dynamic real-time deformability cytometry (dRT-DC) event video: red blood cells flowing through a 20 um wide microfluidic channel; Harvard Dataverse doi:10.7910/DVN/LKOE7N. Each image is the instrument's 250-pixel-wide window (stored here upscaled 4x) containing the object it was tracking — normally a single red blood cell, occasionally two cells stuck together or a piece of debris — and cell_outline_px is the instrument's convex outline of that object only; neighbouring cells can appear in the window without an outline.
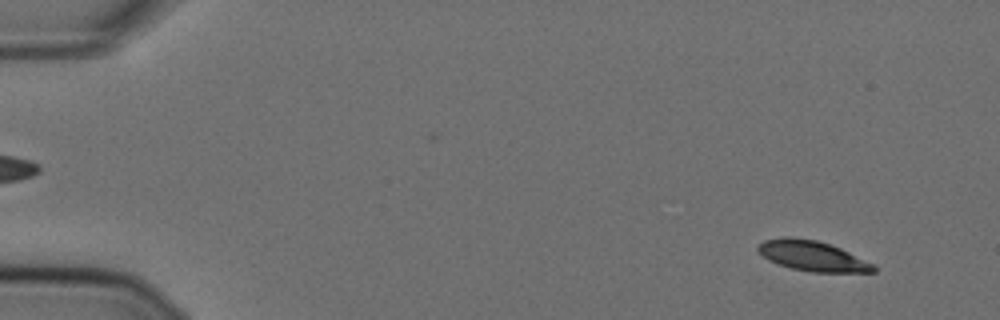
{"species": "Egyptian fruit bat (a non-hibernating species)", "species_latin": "Rousettus aegyptiacus", "temperature_condition": "cold", "stored_images_in_passage": 56, "camera_frame_rate_fps": 3000, "um_per_image_px": 0.085, "animal": {"sex": "female"}, "frame": {"image": 1, "passage_image": 4, "time_ms": 1.0, "image_size_px": [1000, 320], "cell_outline_px": [[876, 272], [812, 272], [792, 268], [768, 260], [756, 248], [764, 240], [784, 236], [788, 236], [816, 240], [840, 248], [872, 264], [876, 268]], "centroid_in_image_um": [69.03, 21.75], "position_along_channel_um": 16.0, "area_um2": 19.94}}
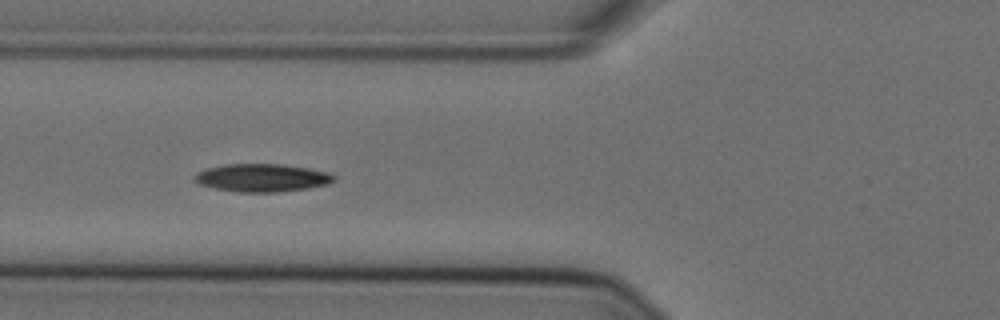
{"frame": {"image": 2, "passage_image": 21, "time_ms": 6.667, "image_size_px": [1000, 320], "cell_outline_px": [[336, 180], [328, 184], [308, 188], [276, 192], [236, 192], [216, 188], [200, 184], [192, 180], [192, 176], [196, 172], [208, 168], [224, 164], [280, 164], [308, 168], [332, 172], [336, 176]], "centroid_in_image_um": [22.29, 15.11], "position_along_channel_um": 103.5, "area_um2": 22.89}}
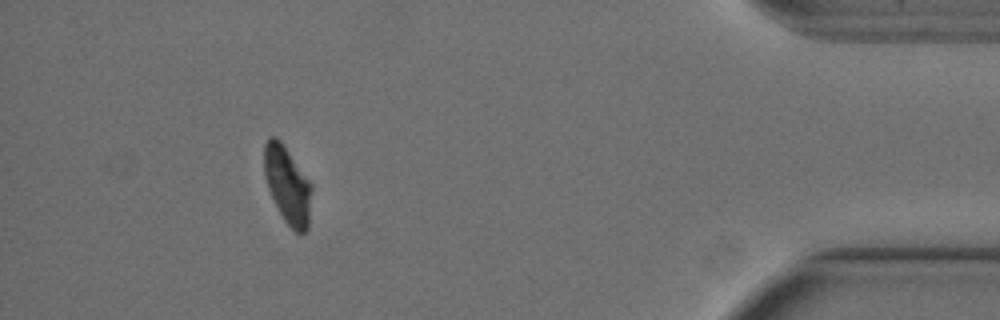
{"frame": {"image": 3, "passage_image": 51, "time_ms": 16.667, "image_size_px": [1000, 320], "cell_outline_px": [[312, 188], [308, 228], [304, 232], [296, 232], [284, 220], [268, 188], [264, 172], [264, 144], [268, 136], [276, 136], [280, 140], [312, 184]], "centroid_in_image_um": [24.43, 15.69], "position_along_channel_um": 410.8, "area_um2": 21.1}, "authors_computed_cell_mechanics": {"area_um2": 22.0796, "velocity_mm_per_s": 3.5881, "shape_relaxation_time_tau1_ms": 5.116, "shape_relaxation_time_tau2_ms": null, "deformation_change_tau1": 0.155, "deformation_change_tau2": null}}